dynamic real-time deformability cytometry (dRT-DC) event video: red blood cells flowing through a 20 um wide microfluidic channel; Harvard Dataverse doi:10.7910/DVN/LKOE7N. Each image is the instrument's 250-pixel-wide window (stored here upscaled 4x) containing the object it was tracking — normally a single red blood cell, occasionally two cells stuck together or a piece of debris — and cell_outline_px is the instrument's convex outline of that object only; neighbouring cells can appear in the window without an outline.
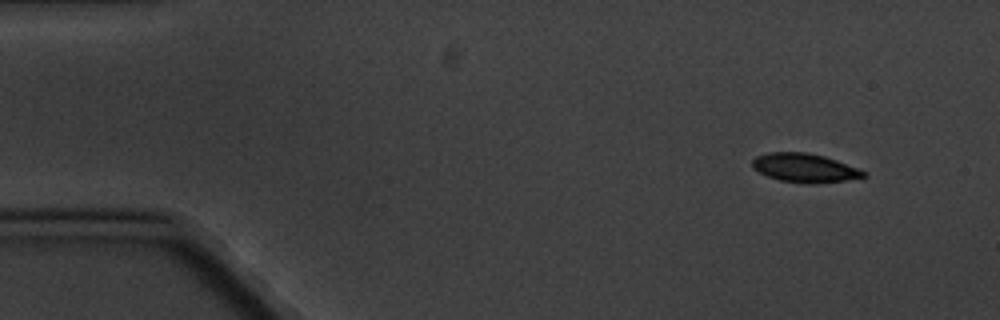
{"species": "common noctule bat (a hibernating species)", "species_latin": "Nyctalus noctula", "temperature_condition": "cold", "stored_images_in_passage": 8, "camera_frame_rate_fps": 3000, "um_per_image_px": 0.085, "animal": {"sex": "male", "body_mass_g": 20.1, "forearm_length_mm": 53.5}, "frame": {"image": 1, "passage_image": 1, "time_ms": 0.0, "image_size_px": [1000, 320], "cell_outline_px": [[868, 176], [844, 180], [816, 184], [808, 184], [780, 180], [768, 176], [752, 168], [752, 160], [756, 156], [768, 152], [808, 152], [824, 156], [836, 160], [868, 172]], "centroid_in_image_um": [68.4, 14.27], "position_along_channel_um": 16.6, "area_um2": 18.73}}
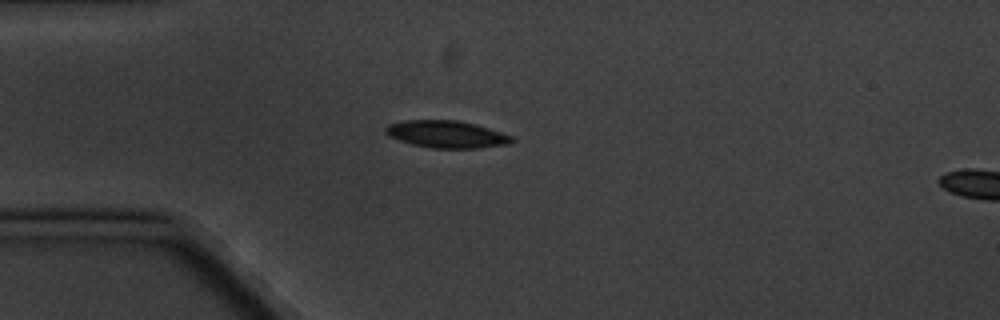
{"frame": {"image": 2, "passage_image": 3, "time_ms": 3.333, "image_size_px": [1000, 320], "cell_outline_px": [[516, 140], [508, 144], [480, 148], [432, 148], [412, 144], [388, 136], [384, 132], [384, 128], [388, 124], [404, 120], [456, 120], [476, 124], [512, 136]], "centroid_in_image_um": [37.94, 11.41], "position_along_channel_um": 47.1, "area_um2": 20.06}}
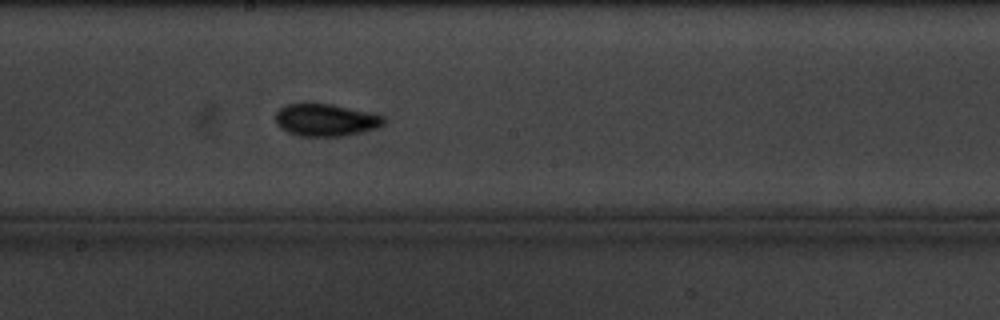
{"frame": {"image": 3, "passage_image": 8, "time_ms": 9.0, "image_size_px": [1000, 320], "cell_outline_px": [[384, 124], [376, 128], [344, 136], [296, 136], [280, 128], [276, 124], [276, 112], [284, 104], [332, 104], [368, 112], [384, 116]], "centroid_in_image_um": [27.65, 10.21], "position_along_channel_um": 220.5, "area_um2": 20.29}}